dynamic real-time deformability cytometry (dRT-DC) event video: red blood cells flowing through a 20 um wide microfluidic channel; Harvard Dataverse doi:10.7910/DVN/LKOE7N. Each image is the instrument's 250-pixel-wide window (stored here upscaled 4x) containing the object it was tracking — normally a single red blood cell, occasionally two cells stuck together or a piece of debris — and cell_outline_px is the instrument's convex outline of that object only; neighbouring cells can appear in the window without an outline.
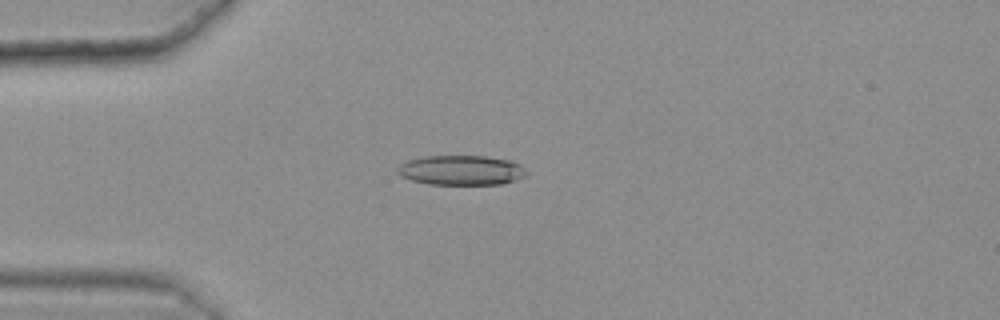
{"species": "common noctule bat (a hibernating species)", "species_latin": "Nyctalus noctula", "temperature_condition": "warm", "stored_images_in_passage": 39, "camera_frame_rate_fps": 3000, "um_per_image_px": 0.085, "animal": {"sex": "female", "body_mass_g": 25.1}, "frame": {"image": 1, "passage_image": 7, "time_ms": 2.0, "image_size_px": [1000, 320], "cell_outline_px": [[528, 172], [524, 176], [500, 184], [428, 184], [412, 180], [400, 176], [396, 172], [396, 168], [400, 164], [408, 160], [424, 156], [484, 156], [512, 160], [520, 164]], "centroid_in_image_um": [39.17, 14.46], "position_along_channel_um": 45.8, "area_um2": 22.37}}
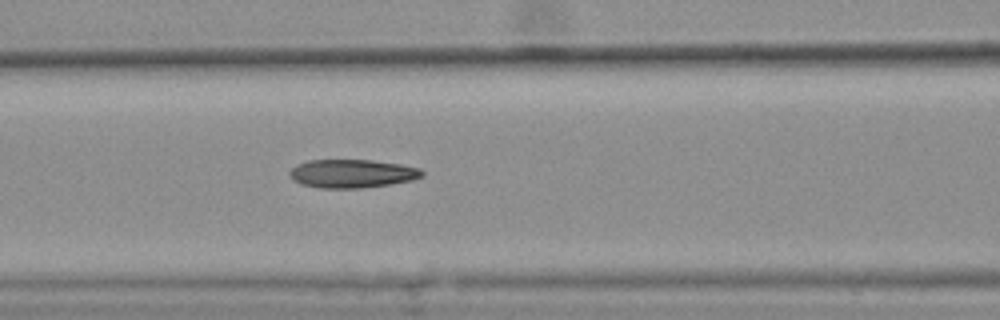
{"frame": {"image": 2, "passage_image": 16, "time_ms": 5.0, "image_size_px": [1000, 320], "cell_outline_px": [[424, 176], [412, 180], [388, 184], [360, 188], [320, 188], [300, 184], [288, 172], [296, 164], [308, 160], [372, 160], [400, 164], [420, 168], [424, 172]], "centroid_in_image_um": [29.94, 14.75], "position_along_channel_um": 136.7, "area_um2": 21.85}}
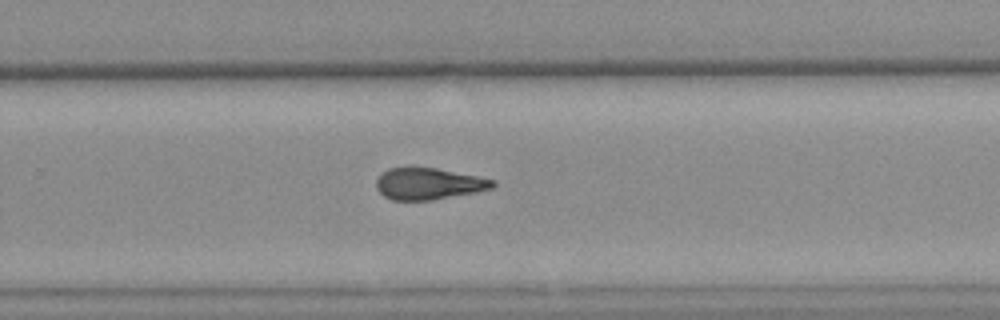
{"frame": {"image": 3, "passage_image": 29, "time_ms": 9.333, "image_size_px": [1000, 320], "cell_outline_px": [[496, 184], [492, 188], [476, 192], [432, 200], [392, 200], [384, 196], [376, 188], [376, 180], [388, 168], [408, 164], [436, 168], [496, 180]], "centroid_in_image_um": [36.39, 15.58], "position_along_channel_um": 293.4, "area_um2": 21.91}, "authors_computed_cell_mechanics": {"area_um2": 22.0796, "velocity_mm_per_s": 3.6263, "shape_relaxation_time_tau1_ms": null, "shape_relaxation_time_tau2_ms": 3.1641, "deformation_change_tau1": null, "deformation_change_tau2": 0.1248}}